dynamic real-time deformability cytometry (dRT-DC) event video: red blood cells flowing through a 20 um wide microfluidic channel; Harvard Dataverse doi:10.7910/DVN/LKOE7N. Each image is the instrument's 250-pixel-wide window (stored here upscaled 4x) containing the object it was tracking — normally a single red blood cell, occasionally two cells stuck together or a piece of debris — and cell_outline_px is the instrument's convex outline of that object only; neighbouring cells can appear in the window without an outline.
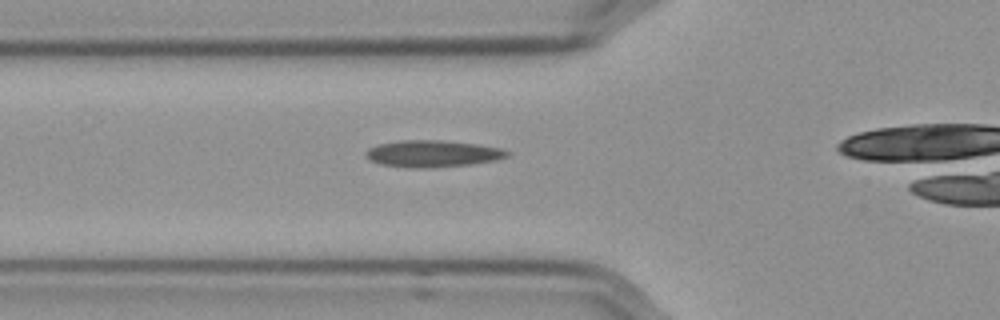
{"species": "Egyptian fruit bat (a non-hibernating species)", "species_latin": "Rousettus aegyptiacus", "temperature_condition": "cold", "stored_images_in_passage": 41, "camera_frame_rate_fps": 3000, "um_per_image_px": 0.085, "frame": {"image": 1, "passage_image": 12, "time_ms": 3.667, "image_size_px": [1000, 320], "cell_outline_px": [[512, 152], [508, 156], [492, 160], [468, 164], [428, 168], [408, 168], [380, 164], [368, 160], [364, 156], [364, 152], [368, 148], [376, 144], [400, 140], [440, 140], [476, 144], [500, 148]], "centroid_in_image_um": [36.67, 13.06], "position_along_channel_um": 89.1, "area_um2": 22.14}}
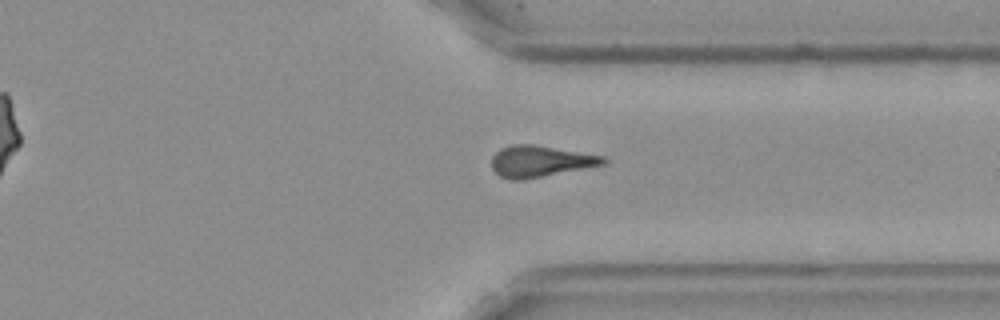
{"frame": {"image": 2, "passage_image": 35, "time_ms": 11.333, "image_size_px": [1000, 320], "cell_outline_px": [[608, 164], [524, 180], [508, 180], [500, 176], [492, 168], [492, 156], [500, 148], [508, 144], [532, 144], [604, 156], [608, 160]], "centroid_in_image_um": [45.92, 13.71], "position_along_channel_um": 365.5, "area_um2": 20.63}}